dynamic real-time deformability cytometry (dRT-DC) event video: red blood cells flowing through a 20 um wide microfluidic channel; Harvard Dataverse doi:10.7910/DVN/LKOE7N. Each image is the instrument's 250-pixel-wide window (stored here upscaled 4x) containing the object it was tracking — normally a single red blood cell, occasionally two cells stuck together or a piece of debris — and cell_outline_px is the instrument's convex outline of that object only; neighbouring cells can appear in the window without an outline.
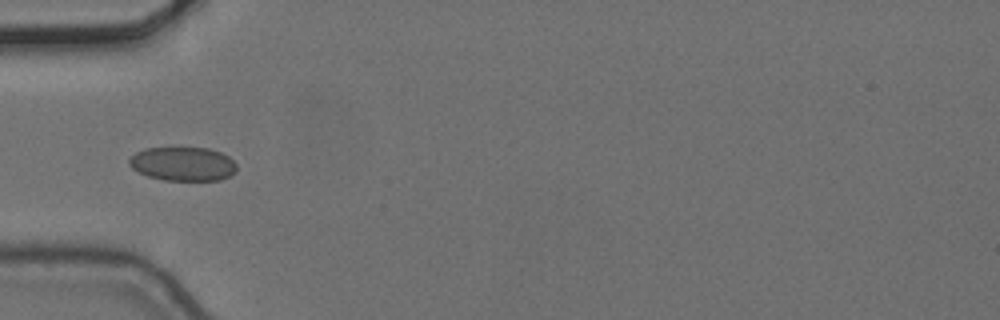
{"species": "common noctule bat (a hibernating species)", "species_latin": "Nyctalus noctula", "temperature_condition": "cold", "stored_images_in_passage": 10, "camera_frame_rate_fps": 3000, "um_per_image_px": 0.085, "animal": {"sex": "female", "body_mass_g": 24.6, "forearm_length_mm": 56.2}, "frame": {"image": 1, "passage_image": 6, "time_ms": 1.667, "image_size_px": [1000, 320], "cell_outline_px": [[236, 172], [220, 180], [164, 180], [148, 176], [132, 168], [128, 164], [128, 160], [136, 152], [144, 148], [208, 148], [220, 152], [228, 156], [236, 164]], "centroid_in_image_um": [15.54, 13.93], "position_along_channel_um": 69.5, "area_um2": 21.15}}
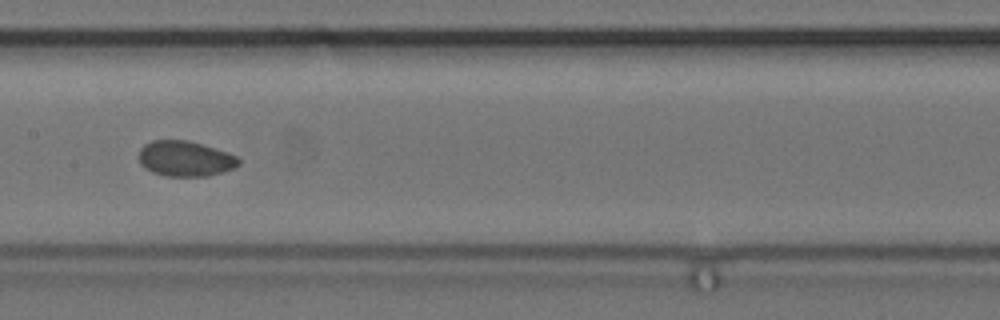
{"frame": {"image": 2, "passage_image": 9, "time_ms": 2.667, "image_size_px": [1000, 320], "cell_outline_px": [[240, 164], [224, 172], [208, 176], [164, 176], [152, 172], [140, 164], [140, 148], [144, 144], [152, 140], [188, 140], [228, 152], [236, 156], [240, 160]], "centroid_in_image_um": [15.75, 13.49], "position_along_channel_um": 191.7, "area_um2": 20.63}}
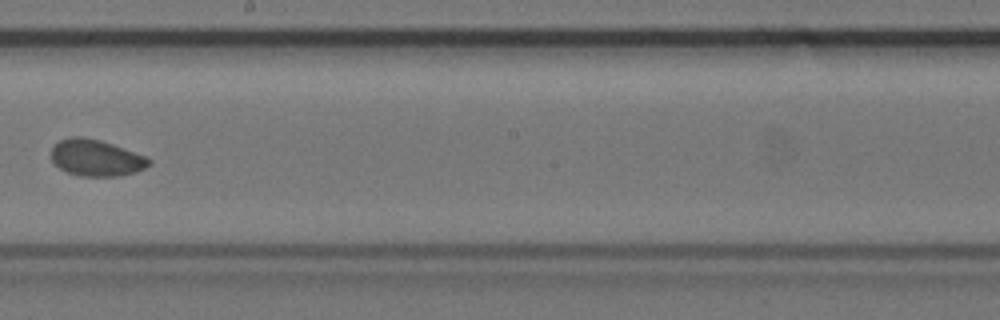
{"frame": {"image": 3, "passage_image": 10, "time_ms": 3.0, "image_size_px": [1000, 320], "cell_outline_px": [[152, 164], [136, 172], [120, 176], [80, 176], [68, 172], [60, 168], [52, 160], [52, 148], [60, 140], [72, 136], [84, 136], [100, 140], [124, 148], [144, 156], [152, 160]], "centroid_in_image_um": [8.19, 13.42], "position_along_channel_um": 240.0, "area_um2": 20.69}}